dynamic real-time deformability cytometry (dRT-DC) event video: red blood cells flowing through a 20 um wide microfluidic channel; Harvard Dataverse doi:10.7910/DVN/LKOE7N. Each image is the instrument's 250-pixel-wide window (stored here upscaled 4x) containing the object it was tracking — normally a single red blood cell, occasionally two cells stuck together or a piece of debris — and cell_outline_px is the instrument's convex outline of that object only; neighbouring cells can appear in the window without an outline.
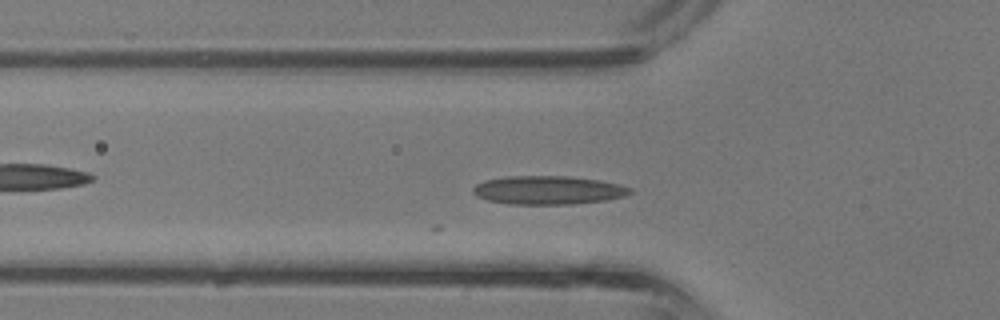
{"species": "common noctule bat (a hibernating species)", "species_latin": "Nyctalus noctula", "temperature_condition": "room temperature", "stored_images_in_passage": 25, "camera_frame_rate_fps": 3000, "um_per_image_px": 0.085, "animal": {"sex": "male", "body_mass_g": 13.3}, "frame": {"image": 1, "passage_image": 8, "time_ms": 2.333, "image_size_px": [1000, 320], "cell_outline_px": [[632, 192], [624, 196], [604, 200], [572, 204], [508, 204], [488, 200], [476, 196], [472, 192], [472, 188], [476, 184], [484, 180], [504, 176], [568, 176], [600, 180], [620, 184], [632, 188]], "centroid_in_image_um": [46.57, 16.15], "position_along_channel_um": 79.2, "area_um2": 26.24}}
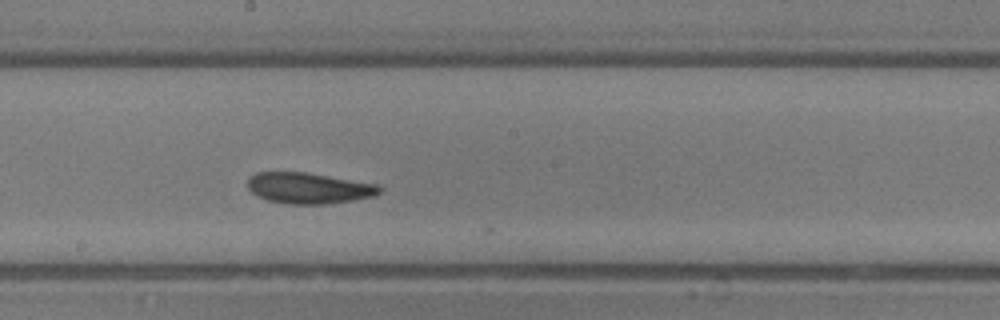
{"frame": {"image": 2, "passage_image": 16, "time_ms": 5.0, "image_size_px": [1000, 320], "cell_outline_px": [[384, 188], [380, 192], [372, 196], [352, 200], [324, 204], [288, 204], [268, 200], [252, 192], [248, 188], [248, 176], [256, 172], [308, 172], [380, 184]], "centroid_in_image_um": [26.27, 15.97], "position_along_channel_um": 221.9, "area_um2": 23.93}}
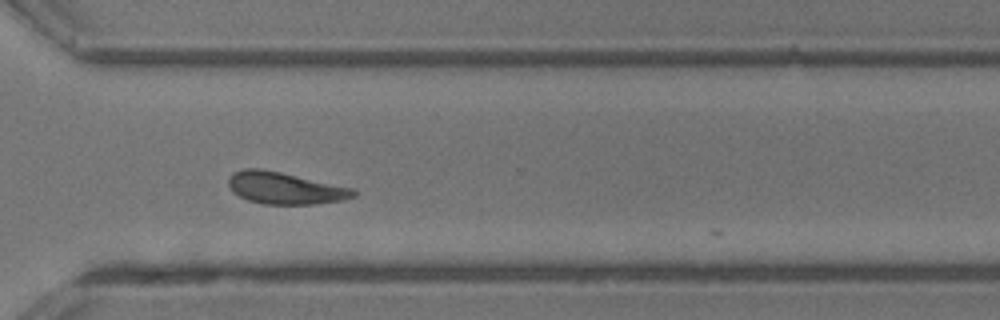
{"frame": {"image": 3, "passage_image": 23, "time_ms": 7.333, "image_size_px": [1000, 320], "cell_outline_px": [[356, 196], [344, 200], [316, 204], [264, 204], [248, 200], [232, 192], [228, 184], [228, 180], [232, 172], [244, 168], [260, 168], [280, 172], [356, 188]], "centroid_in_image_um": [24.25, 15.99], "position_along_channel_um": 346.4, "area_um2": 23.47}}